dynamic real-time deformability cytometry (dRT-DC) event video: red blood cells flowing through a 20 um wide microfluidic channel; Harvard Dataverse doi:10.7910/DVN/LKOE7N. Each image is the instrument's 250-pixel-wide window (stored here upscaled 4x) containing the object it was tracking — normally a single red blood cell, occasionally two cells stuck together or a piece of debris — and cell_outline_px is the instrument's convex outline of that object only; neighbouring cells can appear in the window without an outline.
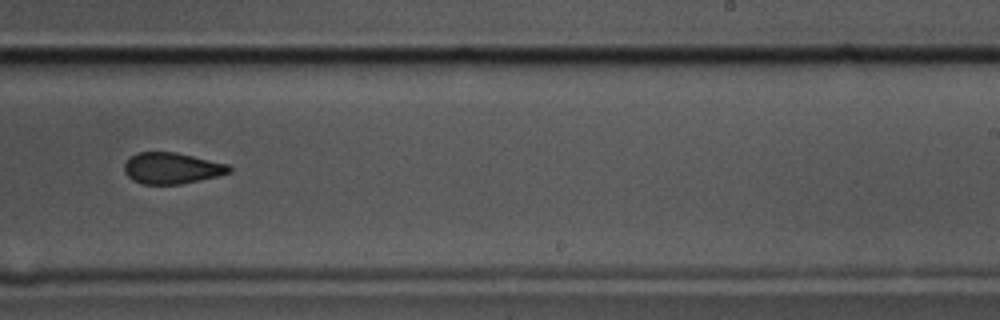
{"species": "common noctule bat (a hibernating species)", "species_latin": "Nyctalus noctula", "temperature_condition": "cold", "stored_images_in_passage": 11, "camera_frame_rate_fps": 3000, "um_per_image_px": 0.085, "animal": {"sex": "male", "body_mass_g": 17.5, "forearm_length_mm": 52.3}, "frame": {"image": 1, "passage_image": 10, "time_ms": 3.0, "image_size_px": [1000, 320], "cell_outline_px": [[232, 172], [200, 180], [180, 184], [144, 184], [132, 180], [124, 172], [124, 164], [136, 152], [176, 152], [228, 164], [232, 168]], "centroid_in_image_um": [14.6, 14.29], "position_along_channel_um": 274.4, "area_um2": 19.02}}
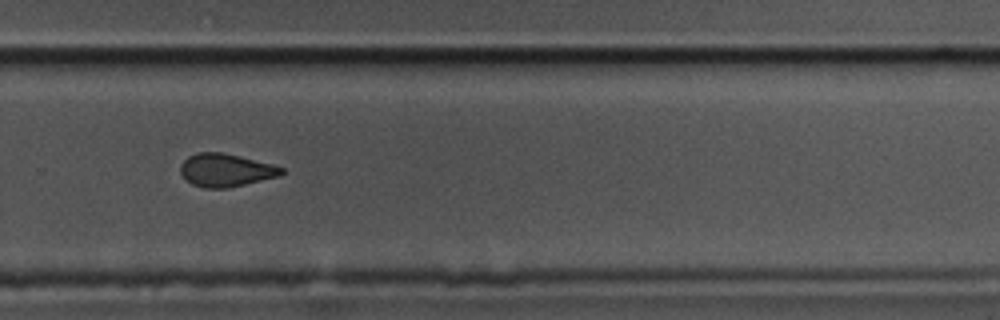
{"frame": {"image": 2, "passage_image": 11, "time_ms": 3.333, "image_size_px": [1000, 320], "cell_outline_px": [[284, 172], [276, 176], [228, 188], [204, 188], [192, 184], [180, 172], [180, 164], [188, 156], [200, 152], [224, 152], [272, 164], [284, 168]], "centroid_in_image_um": [19.16, 14.45], "position_along_channel_um": 310.6, "area_um2": 19.19}}